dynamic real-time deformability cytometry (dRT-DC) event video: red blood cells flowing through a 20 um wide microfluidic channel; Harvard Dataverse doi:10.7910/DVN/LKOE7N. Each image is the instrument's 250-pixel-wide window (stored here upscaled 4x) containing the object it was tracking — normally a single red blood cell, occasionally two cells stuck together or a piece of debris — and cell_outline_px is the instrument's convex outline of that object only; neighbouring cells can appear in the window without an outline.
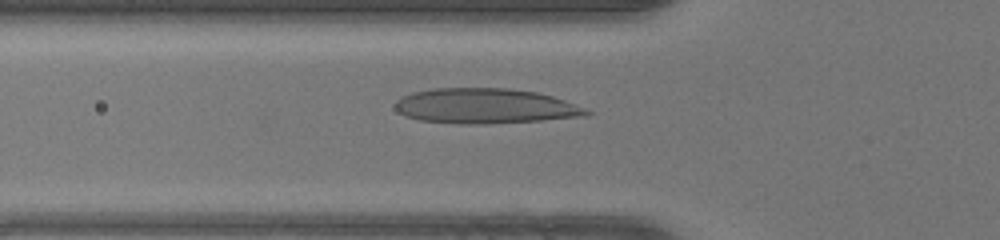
{"species": "human", "species_latin": "Homo sapiens", "temperature_condition": "warm", "stored_images_in_passage": 46, "camera_frame_rate_fps": 3000, "um_per_image_px": 0.085, "donor": {"sex": "female"}, "frame": {"image": 1, "passage_image": 15, "time_ms": 4.667, "image_size_px": [1000, 240], "cell_outline_px": [[592, 112], [588, 116], [544, 120], [484, 124], [460, 124], [420, 120], [404, 116], [396, 108], [396, 100], [400, 96], [412, 92], [432, 88], [508, 88], [540, 92], [564, 100], [584, 108]], "centroid_in_image_um": [41.24, 9.01], "position_along_channel_um": 84.6, "area_um2": 39.42}}
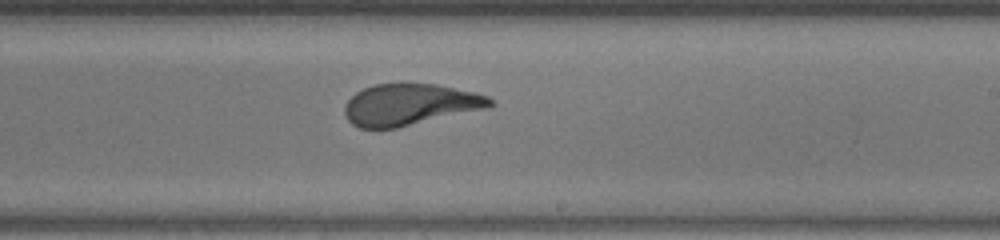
{"frame": {"image": 2, "passage_image": 27, "time_ms": 8.667, "image_size_px": [1000, 240], "cell_outline_px": [[496, 104], [492, 108], [396, 128], [360, 128], [352, 124], [348, 120], [344, 112], [344, 104], [356, 92], [372, 84], [436, 84], [476, 92], [488, 96]], "centroid_in_image_um": [34.89, 8.9], "position_along_channel_um": 254.1, "area_um2": 35.49}}
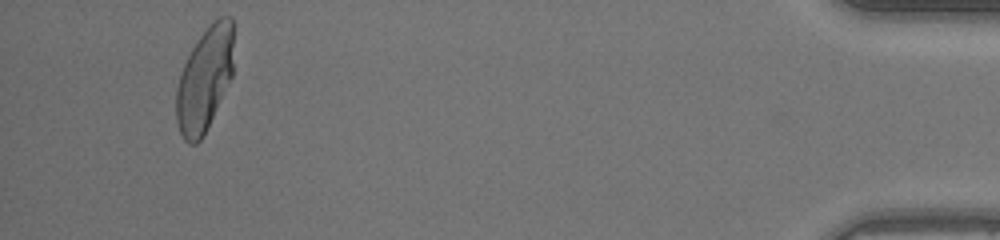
{"frame": {"image": 3, "passage_image": 44, "time_ms": 14.333, "image_size_px": [1000, 240], "cell_outline_px": [[232, 76], [204, 136], [196, 144], [188, 144], [184, 140], [180, 132], [176, 120], [176, 88], [180, 72], [192, 48], [208, 24], [212, 20], [220, 16], [232, 16]], "centroid_in_image_um": [17.37, 6.75], "position_along_channel_um": 417.8, "area_um2": 34.8}, "authors_computed_cell_mechanics": {"area_um2": 36.3562, "velocity_mm_per_s": 4.263, "shape_relaxation_time_tau1_ms": 6.7672, "shape_relaxation_time_tau2_ms": 0.8097, "deformation_change_tau1": 0.272, "deformation_change_tau2": 0.0755}}